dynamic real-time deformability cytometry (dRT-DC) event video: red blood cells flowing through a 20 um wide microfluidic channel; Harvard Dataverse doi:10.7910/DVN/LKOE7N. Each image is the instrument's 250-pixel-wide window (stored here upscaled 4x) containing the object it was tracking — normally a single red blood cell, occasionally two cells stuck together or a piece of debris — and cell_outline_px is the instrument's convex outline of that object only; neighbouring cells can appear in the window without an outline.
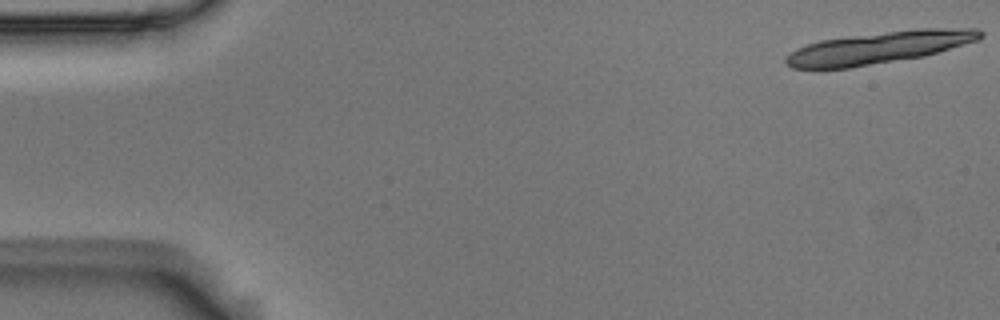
{"species": "Egyptian fruit bat (a non-hibernating species)", "species_latin": "Rousettus aegyptiacus", "temperature_condition": "room temperature", "stored_images_in_passage": 11, "camera_frame_rate_fps": 3000, "um_per_image_px": 0.085, "animal": {"sex": "male"}, "frame": {"image": 1, "passage_image": 1, "time_ms": 0.0, "image_size_px": [1000, 320], "cell_outline_px": [[984, 36], [976, 40], [924, 56], [848, 68], [792, 68], [784, 64], [784, 60], [796, 48], [820, 40], [848, 36], [912, 28], [980, 28], [984, 32]], "centroid_in_image_um": [74.73, 4.03], "position_along_channel_um": 10.3, "area_um2": 36.18}}